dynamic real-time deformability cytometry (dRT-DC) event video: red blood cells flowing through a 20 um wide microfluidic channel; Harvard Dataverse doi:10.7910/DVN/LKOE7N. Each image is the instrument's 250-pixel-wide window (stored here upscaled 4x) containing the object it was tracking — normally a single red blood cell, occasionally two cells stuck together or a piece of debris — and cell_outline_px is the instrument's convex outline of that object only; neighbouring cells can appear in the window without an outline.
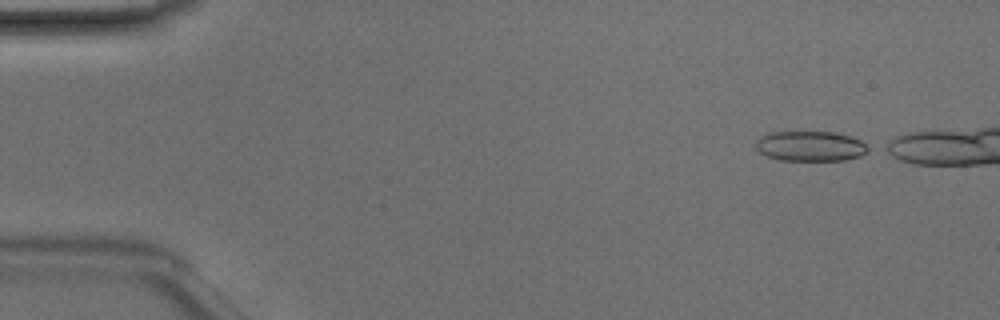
{"species": "Egyptian fruit bat (a non-hibernating species)", "species_latin": "Rousettus aegyptiacus", "temperature_condition": "room temperature", "stored_images_in_passage": 8, "camera_frame_rate_fps": 3000, "um_per_image_px": 0.085, "animal": {"sex": "male"}, "frame": {"image": 1, "passage_image": 1, "time_ms": 0.0, "image_size_px": [1000, 320], "cell_outline_px": [[872, 148], [868, 152], [860, 156], [844, 160], [780, 160], [768, 156], [760, 152], [756, 148], [756, 140], [760, 136], [768, 132], [836, 132], [852, 136], [860, 140]], "centroid_in_image_um": [68.92, 12.41], "position_along_channel_um": 16.1, "area_um2": 19.88}}